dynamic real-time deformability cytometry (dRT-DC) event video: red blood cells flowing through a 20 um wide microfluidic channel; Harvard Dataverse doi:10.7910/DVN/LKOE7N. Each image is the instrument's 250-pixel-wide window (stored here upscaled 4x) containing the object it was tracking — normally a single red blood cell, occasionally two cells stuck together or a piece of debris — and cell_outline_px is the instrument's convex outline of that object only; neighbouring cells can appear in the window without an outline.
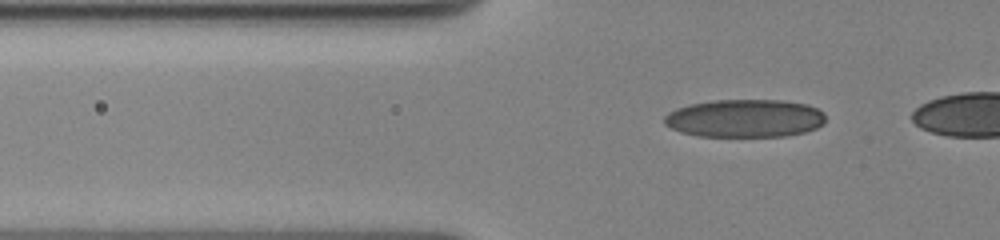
{"species": "human", "species_latin": "Homo sapiens", "temperature_condition": "cold", "stored_images_in_passage": 51, "camera_frame_rate_fps": 3000, "um_per_image_px": 0.085, "donor": {"sex": "female"}, "frame": {"image": 1, "passage_image": 18, "time_ms": 5.667, "image_size_px": [1000, 240], "cell_outline_px": [[824, 124], [816, 128], [804, 132], [784, 136], [696, 136], [680, 132], [664, 124], [664, 116], [668, 112], [676, 108], [688, 104], [716, 100], [780, 100], [808, 104], [824, 112]], "centroid_in_image_um": [63.29, 10.05], "position_along_channel_um": 62.5, "area_um2": 35.84}}
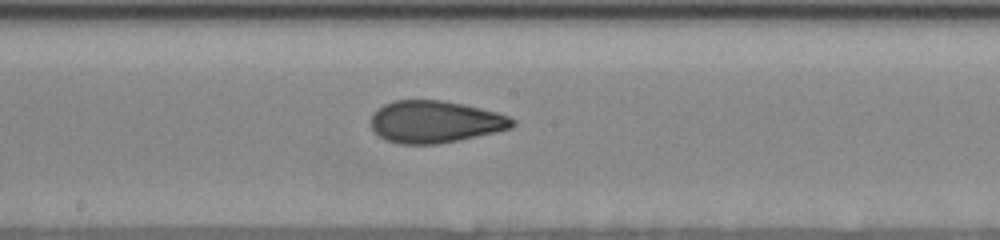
{"frame": {"image": 2, "passage_image": 32, "time_ms": 10.333, "image_size_px": [1000, 240], "cell_outline_px": [[516, 124], [512, 128], [496, 132], [460, 140], [436, 144], [400, 144], [384, 140], [372, 128], [368, 120], [372, 112], [384, 104], [392, 100], [444, 100], [464, 104], [496, 112], [508, 116], [516, 120]], "centroid_in_image_um": [36.96, 10.35], "position_along_channel_um": 211.2, "area_um2": 35.14}}
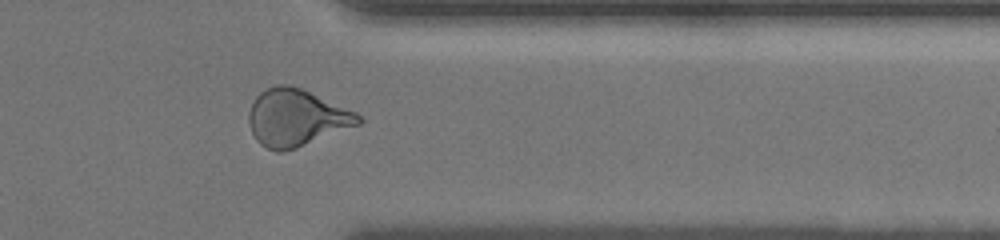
{"frame": {"image": 3, "passage_image": 47, "time_ms": 15.333, "image_size_px": [1000, 240], "cell_outline_px": [[364, 120], [360, 124], [296, 148], [284, 152], [276, 152], [260, 144], [256, 140], [252, 132], [248, 120], [248, 112], [256, 96], [260, 92], [276, 84], [288, 84], [300, 88], [356, 112]], "centroid_in_image_um": [25.17, 10.01], "position_along_channel_um": 386.2, "area_um2": 36.18}}